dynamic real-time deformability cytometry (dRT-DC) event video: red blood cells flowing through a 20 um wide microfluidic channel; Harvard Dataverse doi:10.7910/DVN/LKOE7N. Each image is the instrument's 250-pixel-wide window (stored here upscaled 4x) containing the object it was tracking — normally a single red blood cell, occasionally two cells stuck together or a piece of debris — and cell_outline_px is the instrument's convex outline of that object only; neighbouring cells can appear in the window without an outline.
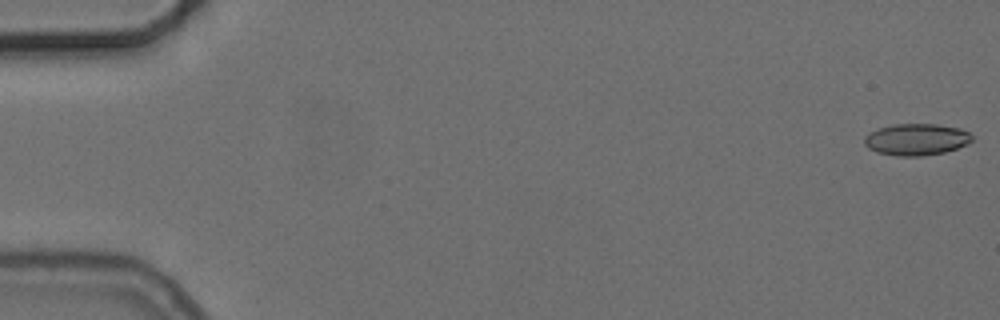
{"species": "common noctule bat (a hibernating species)", "species_latin": "Nyctalus noctula", "temperature_condition": "cold", "stored_images_in_passage": 55, "camera_frame_rate_fps": 3000, "um_per_image_px": 0.085, "animal": {"sex": "female", "body_mass_g": 24.6, "forearm_length_mm": 56.2}, "frame": {"image": 1, "passage_image": 1, "time_ms": 0.0, "image_size_px": [1000, 320], "cell_outline_px": [[972, 140], [968, 144], [944, 152], [920, 156], [896, 156], [876, 152], [868, 148], [864, 144], [864, 136], [880, 128], [892, 124], [936, 124], [960, 128], [968, 132], [972, 136]], "centroid_in_image_um": [77.88, 11.85], "position_along_channel_um": 7.1, "area_um2": 19.83}}
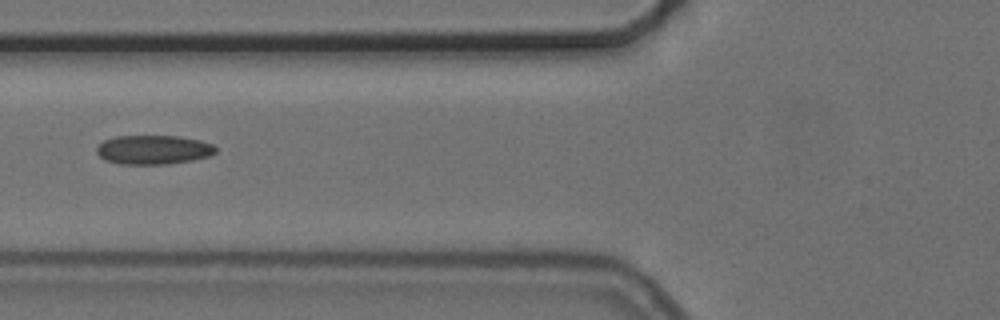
{"frame": {"image": 2, "passage_image": 22, "time_ms": 7.0, "image_size_px": [1000, 320], "cell_outline_px": [[216, 152], [212, 156], [192, 160], [168, 164], [120, 164], [104, 160], [96, 152], [96, 148], [104, 140], [116, 136], [180, 136], [200, 140], [212, 144], [216, 148]], "centroid_in_image_um": [13.05, 12.73], "position_along_channel_um": 112.7, "area_um2": 20.35}}
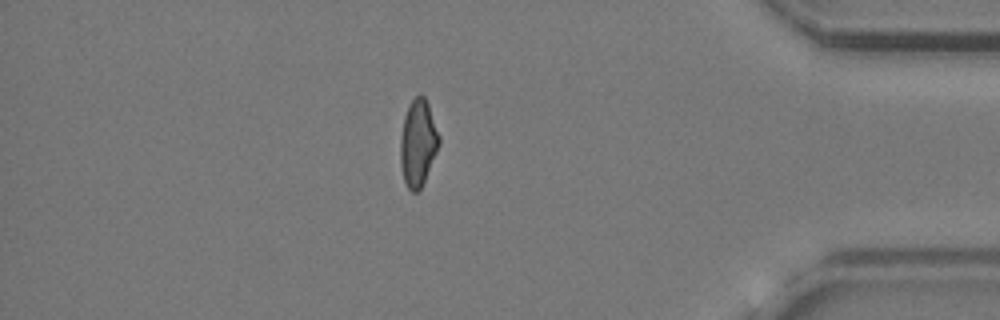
{"frame": {"image": 3, "passage_image": 48, "time_ms": 15.667, "image_size_px": [1000, 320], "cell_outline_px": [[440, 144], [424, 180], [420, 188], [416, 192], [412, 192], [408, 188], [404, 180], [400, 164], [400, 136], [404, 116], [408, 104], [420, 92], [424, 96], [428, 104], [440, 136]], "centroid_in_image_um": [35.52, 12.11], "position_along_channel_um": 399.7, "area_um2": 19.54}, "authors_computed_cell_mechanics": {"area_um2": 19.652, "velocity_mm_per_s": 3.7271, "shape_relaxation_time_tau1_ms": null, "shape_relaxation_time_tau2_ms": 3.9747, "deformation_change_tau1": null, "deformation_change_tau2": 0.12}}